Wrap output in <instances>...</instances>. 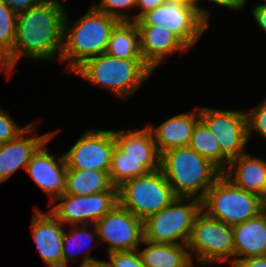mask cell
<instances>
[{"label":"cell","instance_id":"cell-1","mask_svg":"<svg viewBox=\"0 0 266 267\" xmlns=\"http://www.w3.org/2000/svg\"><path fill=\"white\" fill-rule=\"evenodd\" d=\"M64 6L60 0H45L17 15L15 43L7 56L13 71L23 58L35 63L60 61L67 13Z\"/></svg>","mask_w":266,"mask_h":267},{"label":"cell","instance_id":"cell-2","mask_svg":"<svg viewBox=\"0 0 266 267\" xmlns=\"http://www.w3.org/2000/svg\"><path fill=\"white\" fill-rule=\"evenodd\" d=\"M69 18L66 13L60 62H67L65 72L72 73L87 59L106 53L111 31L119 20L93 4L76 21Z\"/></svg>","mask_w":266,"mask_h":267},{"label":"cell","instance_id":"cell-3","mask_svg":"<svg viewBox=\"0 0 266 267\" xmlns=\"http://www.w3.org/2000/svg\"><path fill=\"white\" fill-rule=\"evenodd\" d=\"M160 169L175 197L196 198L201 201L207 190L222 175L216 165L190 146L163 152Z\"/></svg>","mask_w":266,"mask_h":267},{"label":"cell","instance_id":"cell-4","mask_svg":"<svg viewBox=\"0 0 266 267\" xmlns=\"http://www.w3.org/2000/svg\"><path fill=\"white\" fill-rule=\"evenodd\" d=\"M153 73L143 60L120 59L103 53L87 59L71 74L121 100L133 97Z\"/></svg>","mask_w":266,"mask_h":267},{"label":"cell","instance_id":"cell-5","mask_svg":"<svg viewBox=\"0 0 266 267\" xmlns=\"http://www.w3.org/2000/svg\"><path fill=\"white\" fill-rule=\"evenodd\" d=\"M187 248L196 266L208 267L217 262H228L232 267L235 265L232 226L208 216L202 210L195 218Z\"/></svg>","mask_w":266,"mask_h":267},{"label":"cell","instance_id":"cell-6","mask_svg":"<svg viewBox=\"0 0 266 267\" xmlns=\"http://www.w3.org/2000/svg\"><path fill=\"white\" fill-rule=\"evenodd\" d=\"M263 198L235 186L223 174L207 190L202 211L208 216L234 226L262 212Z\"/></svg>","mask_w":266,"mask_h":267},{"label":"cell","instance_id":"cell-7","mask_svg":"<svg viewBox=\"0 0 266 267\" xmlns=\"http://www.w3.org/2000/svg\"><path fill=\"white\" fill-rule=\"evenodd\" d=\"M202 201L175 197L173 201L143 222L144 239L154 243L186 244Z\"/></svg>","mask_w":266,"mask_h":267},{"label":"cell","instance_id":"cell-8","mask_svg":"<svg viewBox=\"0 0 266 267\" xmlns=\"http://www.w3.org/2000/svg\"><path fill=\"white\" fill-rule=\"evenodd\" d=\"M174 198L161 169L132 178L118 187V203L142 222L168 206Z\"/></svg>","mask_w":266,"mask_h":267},{"label":"cell","instance_id":"cell-9","mask_svg":"<svg viewBox=\"0 0 266 267\" xmlns=\"http://www.w3.org/2000/svg\"><path fill=\"white\" fill-rule=\"evenodd\" d=\"M137 26L166 27L189 49L196 45L209 25L199 16L194 6L165 2L154 10L145 13L135 21Z\"/></svg>","mask_w":266,"mask_h":267},{"label":"cell","instance_id":"cell-10","mask_svg":"<svg viewBox=\"0 0 266 267\" xmlns=\"http://www.w3.org/2000/svg\"><path fill=\"white\" fill-rule=\"evenodd\" d=\"M200 119L216 137L222 153L229 160L247 152L249 139L245 110L205 106L200 107Z\"/></svg>","mask_w":266,"mask_h":267},{"label":"cell","instance_id":"cell-11","mask_svg":"<svg viewBox=\"0 0 266 267\" xmlns=\"http://www.w3.org/2000/svg\"><path fill=\"white\" fill-rule=\"evenodd\" d=\"M117 204L118 191H105L84 196L63 194L46 208L65 226H70L94 224Z\"/></svg>","mask_w":266,"mask_h":267},{"label":"cell","instance_id":"cell-12","mask_svg":"<svg viewBox=\"0 0 266 267\" xmlns=\"http://www.w3.org/2000/svg\"><path fill=\"white\" fill-rule=\"evenodd\" d=\"M94 225L108 253L137 250L144 240L143 222L119 203Z\"/></svg>","mask_w":266,"mask_h":267},{"label":"cell","instance_id":"cell-13","mask_svg":"<svg viewBox=\"0 0 266 267\" xmlns=\"http://www.w3.org/2000/svg\"><path fill=\"white\" fill-rule=\"evenodd\" d=\"M115 145L113 129H87L64 152L67 169L109 171Z\"/></svg>","mask_w":266,"mask_h":267},{"label":"cell","instance_id":"cell-14","mask_svg":"<svg viewBox=\"0 0 266 267\" xmlns=\"http://www.w3.org/2000/svg\"><path fill=\"white\" fill-rule=\"evenodd\" d=\"M52 131V136L46 140L32 155L25 171L40 190L48 194L47 207L66 191L67 163L64 153H50L47 144L60 132Z\"/></svg>","mask_w":266,"mask_h":267},{"label":"cell","instance_id":"cell-15","mask_svg":"<svg viewBox=\"0 0 266 267\" xmlns=\"http://www.w3.org/2000/svg\"><path fill=\"white\" fill-rule=\"evenodd\" d=\"M65 225L48 209L33 208L32 240L47 267H63L62 241Z\"/></svg>","mask_w":266,"mask_h":267},{"label":"cell","instance_id":"cell-16","mask_svg":"<svg viewBox=\"0 0 266 267\" xmlns=\"http://www.w3.org/2000/svg\"><path fill=\"white\" fill-rule=\"evenodd\" d=\"M37 123L33 121L17 138L0 144V183L8 180L20 168L25 170L32 155L52 136V132L36 135Z\"/></svg>","mask_w":266,"mask_h":267},{"label":"cell","instance_id":"cell-17","mask_svg":"<svg viewBox=\"0 0 266 267\" xmlns=\"http://www.w3.org/2000/svg\"><path fill=\"white\" fill-rule=\"evenodd\" d=\"M143 61L155 71L170 56L190 49L166 27L137 26Z\"/></svg>","mask_w":266,"mask_h":267},{"label":"cell","instance_id":"cell-18","mask_svg":"<svg viewBox=\"0 0 266 267\" xmlns=\"http://www.w3.org/2000/svg\"><path fill=\"white\" fill-rule=\"evenodd\" d=\"M200 120V108L196 107L189 112L173 115L157 127L155 124H148L158 152L188 146L193 130Z\"/></svg>","mask_w":266,"mask_h":267},{"label":"cell","instance_id":"cell-19","mask_svg":"<svg viewBox=\"0 0 266 267\" xmlns=\"http://www.w3.org/2000/svg\"><path fill=\"white\" fill-rule=\"evenodd\" d=\"M116 146L131 161H142V166L153 172L160 169L161 154L148 126L134 130H114Z\"/></svg>","mask_w":266,"mask_h":267},{"label":"cell","instance_id":"cell-20","mask_svg":"<svg viewBox=\"0 0 266 267\" xmlns=\"http://www.w3.org/2000/svg\"><path fill=\"white\" fill-rule=\"evenodd\" d=\"M222 174L235 186L261 198L266 196V159L246 152L231 159Z\"/></svg>","mask_w":266,"mask_h":267},{"label":"cell","instance_id":"cell-21","mask_svg":"<svg viewBox=\"0 0 266 267\" xmlns=\"http://www.w3.org/2000/svg\"><path fill=\"white\" fill-rule=\"evenodd\" d=\"M67 227L70 229H67ZM65 229L62 241L63 267H69V262H76L78 255L81 257L80 252L82 250V255H84V257L81 259L82 261L79 267L103 262V260L89 253L93 248L96 249V246H100L99 237L94 224L70 225L66 226ZM77 251L80 252L78 253Z\"/></svg>","mask_w":266,"mask_h":267},{"label":"cell","instance_id":"cell-22","mask_svg":"<svg viewBox=\"0 0 266 267\" xmlns=\"http://www.w3.org/2000/svg\"><path fill=\"white\" fill-rule=\"evenodd\" d=\"M235 264L239 260L266 256V217L261 212L254 218L232 226Z\"/></svg>","mask_w":266,"mask_h":267},{"label":"cell","instance_id":"cell-23","mask_svg":"<svg viewBox=\"0 0 266 267\" xmlns=\"http://www.w3.org/2000/svg\"><path fill=\"white\" fill-rule=\"evenodd\" d=\"M137 250L144 267H196L186 244L154 243L144 239Z\"/></svg>","mask_w":266,"mask_h":267},{"label":"cell","instance_id":"cell-24","mask_svg":"<svg viewBox=\"0 0 266 267\" xmlns=\"http://www.w3.org/2000/svg\"><path fill=\"white\" fill-rule=\"evenodd\" d=\"M105 191H118L109 171L67 169L65 194L84 196Z\"/></svg>","mask_w":266,"mask_h":267},{"label":"cell","instance_id":"cell-25","mask_svg":"<svg viewBox=\"0 0 266 267\" xmlns=\"http://www.w3.org/2000/svg\"><path fill=\"white\" fill-rule=\"evenodd\" d=\"M106 53L120 59L143 60L135 21H119L116 24L111 31Z\"/></svg>","mask_w":266,"mask_h":267},{"label":"cell","instance_id":"cell-26","mask_svg":"<svg viewBox=\"0 0 266 267\" xmlns=\"http://www.w3.org/2000/svg\"><path fill=\"white\" fill-rule=\"evenodd\" d=\"M188 146L210 160L222 172L228 167L230 160L222 153L218 140L201 119L193 130Z\"/></svg>","mask_w":266,"mask_h":267},{"label":"cell","instance_id":"cell-27","mask_svg":"<svg viewBox=\"0 0 266 267\" xmlns=\"http://www.w3.org/2000/svg\"><path fill=\"white\" fill-rule=\"evenodd\" d=\"M148 171L142 166V161H131L116 145L112 152L109 176L115 187L124 182L146 175Z\"/></svg>","mask_w":266,"mask_h":267},{"label":"cell","instance_id":"cell-28","mask_svg":"<svg viewBox=\"0 0 266 267\" xmlns=\"http://www.w3.org/2000/svg\"><path fill=\"white\" fill-rule=\"evenodd\" d=\"M17 15L0 0V51L7 57L16 38Z\"/></svg>","mask_w":266,"mask_h":267},{"label":"cell","instance_id":"cell-29","mask_svg":"<svg viewBox=\"0 0 266 267\" xmlns=\"http://www.w3.org/2000/svg\"><path fill=\"white\" fill-rule=\"evenodd\" d=\"M99 2L92 3L99 11L119 21H136V0H100Z\"/></svg>","mask_w":266,"mask_h":267},{"label":"cell","instance_id":"cell-30","mask_svg":"<svg viewBox=\"0 0 266 267\" xmlns=\"http://www.w3.org/2000/svg\"><path fill=\"white\" fill-rule=\"evenodd\" d=\"M245 112L249 141H251V137L255 133L266 141V98L259 102V104L257 103L256 106H253V108L246 109Z\"/></svg>","mask_w":266,"mask_h":267},{"label":"cell","instance_id":"cell-31","mask_svg":"<svg viewBox=\"0 0 266 267\" xmlns=\"http://www.w3.org/2000/svg\"><path fill=\"white\" fill-rule=\"evenodd\" d=\"M31 123L21 126L14 118L9 115L8 111L0 108V144L6 143L17 138L22 132H24Z\"/></svg>","mask_w":266,"mask_h":267},{"label":"cell","instance_id":"cell-32","mask_svg":"<svg viewBox=\"0 0 266 267\" xmlns=\"http://www.w3.org/2000/svg\"><path fill=\"white\" fill-rule=\"evenodd\" d=\"M108 256V260H103L107 267H144L138 250L115 251Z\"/></svg>","mask_w":266,"mask_h":267},{"label":"cell","instance_id":"cell-33","mask_svg":"<svg viewBox=\"0 0 266 267\" xmlns=\"http://www.w3.org/2000/svg\"><path fill=\"white\" fill-rule=\"evenodd\" d=\"M203 1H208L214 5L225 7L226 9L236 12L242 11V9L246 7L245 5L248 4L246 2L247 0H202V2ZM199 3H201V0H194V7L196 8L199 16L209 25V19L212 12L204 7H201Z\"/></svg>","mask_w":266,"mask_h":267},{"label":"cell","instance_id":"cell-34","mask_svg":"<svg viewBox=\"0 0 266 267\" xmlns=\"http://www.w3.org/2000/svg\"><path fill=\"white\" fill-rule=\"evenodd\" d=\"M44 1L45 0H3L4 4L16 15L28 11Z\"/></svg>","mask_w":266,"mask_h":267},{"label":"cell","instance_id":"cell-35","mask_svg":"<svg viewBox=\"0 0 266 267\" xmlns=\"http://www.w3.org/2000/svg\"><path fill=\"white\" fill-rule=\"evenodd\" d=\"M165 3V0H136V21L148 11L154 10ZM140 10V11H139Z\"/></svg>","mask_w":266,"mask_h":267},{"label":"cell","instance_id":"cell-36","mask_svg":"<svg viewBox=\"0 0 266 267\" xmlns=\"http://www.w3.org/2000/svg\"><path fill=\"white\" fill-rule=\"evenodd\" d=\"M253 21L266 34V5L257 4L251 8Z\"/></svg>","mask_w":266,"mask_h":267},{"label":"cell","instance_id":"cell-37","mask_svg":"<svg viewBox=\"0 0 266 267\" xmlns=\"http://www.w3.org/2000/svg\"><path fill=\"white\" fill-rule=\"evenodd\" d=\"M233 267H266V256L239 260Z\"/></svg>","mask_w":266,"mask_h":267},{"label":"cell","instance_id":"cell-38","mask_svg":"<svg viewBox=\"0 0 266 267\" xmlns=\"http://www.w3.org/2000/svg\"><path fill=\"white\" fill-rule=\"evenodd\" d=\"M0 72L6 73L8 79L11 77V75H13V70L8 64L7 57L1 51H0Z\"/></svg>","mask_w":266,"mask_h":267},{"label":"cell","instance_id":"cell-39","mask_svg":"<svg viewBox=\"0 0 266 267\" xmlns=\"http://www.w3.org/2000/svg\"><path fill=\"white\" fill-rule=\"evenodd\" d=\"M165 2L179 3L186 6H194V0H165Z\"/></svg>","mask_w":266,"mask_h":267},{"label":"cell","instance_id":"cell-40","mask_svg":"<svg viewBox=\"0 0 266 267\" xmlns=\"http://www.w3.org/2000/svg\"><path fill=\"white\" fill-rule=\"evenodd\" d=\"M262 213L266 217V196L263 198V201H262Z\"/></svg>","mask_w":266,"mask_h":267},{"label":"cell","instance_id":"cell-41","mask_svg":"<svg viewBox=\"0 0 266 267\" xmlns=\"http://www.w3.org/2000/svg\"><path fill=\"white\" fill-rule=\"evenodd\" d=\"M82 267H107L103 262L94 264V265H88V266H82Z\"/></svg>","mask_w":266,"mask_h":267}]
</instances>
